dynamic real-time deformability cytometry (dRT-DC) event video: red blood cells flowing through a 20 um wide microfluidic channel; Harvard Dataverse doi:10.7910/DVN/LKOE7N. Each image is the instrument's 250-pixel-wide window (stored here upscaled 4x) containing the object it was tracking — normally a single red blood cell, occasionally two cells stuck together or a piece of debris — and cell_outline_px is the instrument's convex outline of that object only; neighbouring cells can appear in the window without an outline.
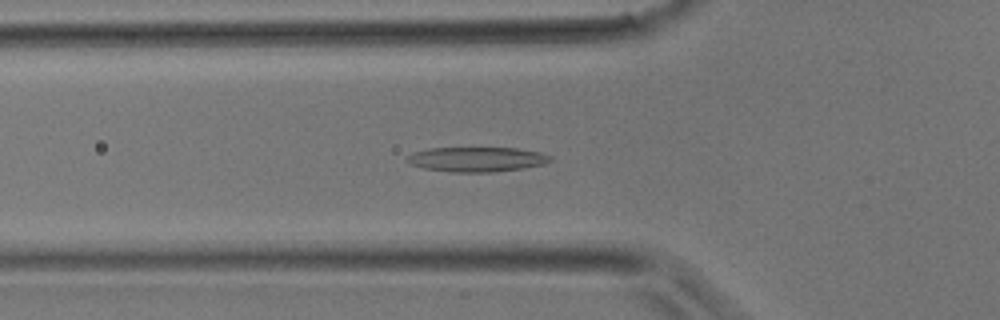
{"species": "common noctule bat (a hibernating species)", "species_latin": "Nyctalus noctula", "temperature_condition": "room temperature", "stored_images_in_passage": 35, "camera_frame_rate_fps": 3000, "um_per_image_px": 0.085, "animal": {"sex": "male", "body_mass_g": 17.9}, "frame": {"image": 1, "passage_image": 10, "time_ms": 3.0, "image_size_px": [1000, 320], "cell_outline_px": [[552, 160], [544, 164], [524, 168], [492, 172], [452, 172], [424, 168], [412, 164], [404, 160], [412, 152], [428, 148], [516, 148], [540, 152], [552, 156]], "centroid_in_image_um": [40.53, 13.54], "position_along_channel_um": 85.3, "area_um2": 20.69}}
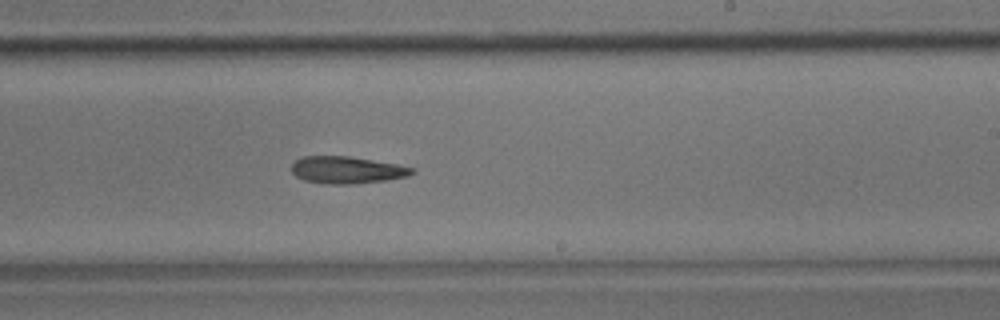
{"frame": {"image": 2, "passage_image": 20, "time_ms": 6.333, "image_size_px": [1000, 320], "cell_outline_px": [[416, 172], [408, 176], [384, 180], [356, 184], [324, 184], [304, 180], [296, 176], [292, 172], [292, 164], [296, 160], [304, 156], [348, 156], [396, 164], [416, 168]], "centroid_in_image_um": [29.49, 14.45], "position_along_channel_um": 259.5, "area_um2": 19.02}}
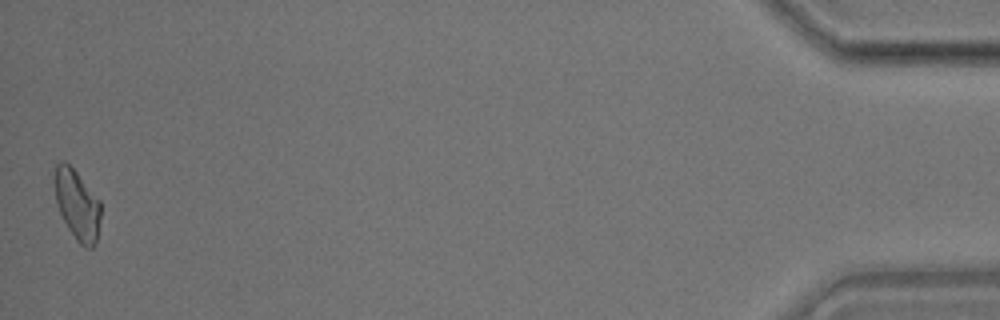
{"frame": {"image": 3, "passage_image": 35, "time_ms": 11.333, "image_size_px": [1000, 320], "cell_outline_px": [[100, 216], [96, 240], [92, 248], [84, 248], [76, 240], [68, 228], [60, 212], [56, 200], [56, 164], [60, 160], [64, 160], [76, 172], [100, 200]], "centroid_in_image_um": [6.58, 17.43], "position_along_channel_um": 428.6, "area_um2": 18.32}}